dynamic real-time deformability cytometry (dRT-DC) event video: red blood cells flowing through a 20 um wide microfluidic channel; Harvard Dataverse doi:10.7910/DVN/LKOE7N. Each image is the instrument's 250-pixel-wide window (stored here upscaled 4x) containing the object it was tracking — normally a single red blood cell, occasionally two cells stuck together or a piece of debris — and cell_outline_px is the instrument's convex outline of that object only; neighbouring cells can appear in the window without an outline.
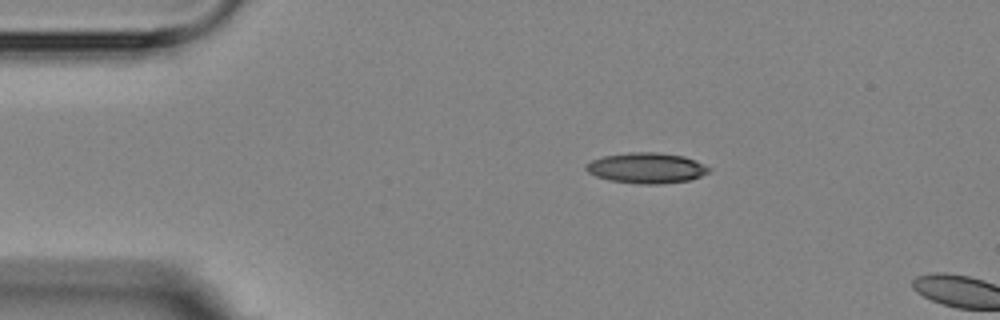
{"species": "Egyptian fruit bat (a non-hibernating species)", "species_latin": "Rousettus aegyptiacus", "temperature_condition": "room temperature", "stored_images_in_passage": 2, "camera_frame_rate_fps": 3000, "um_per_image_px": 0.085, "animal": {"sex": "female"}, "frame": {"image": 1, "passage_image": 1, "time_ms": 0.0, "image_size_px": [1000, 320], "cell_outline_px": [[708, 172], [700, 176], [688, 180], [660, 184], [640, 184], [608, 180], [596, 176], [588, 172], [584, 168], [584, 164], [592, 160], [604, 156], [628, 152], [656, 152], [684, 156], [708, 168]], "centroid_in_image_um": [54.86, 14.28], "position_along_channel_um": 30.1, "area_um2": 21.62}}